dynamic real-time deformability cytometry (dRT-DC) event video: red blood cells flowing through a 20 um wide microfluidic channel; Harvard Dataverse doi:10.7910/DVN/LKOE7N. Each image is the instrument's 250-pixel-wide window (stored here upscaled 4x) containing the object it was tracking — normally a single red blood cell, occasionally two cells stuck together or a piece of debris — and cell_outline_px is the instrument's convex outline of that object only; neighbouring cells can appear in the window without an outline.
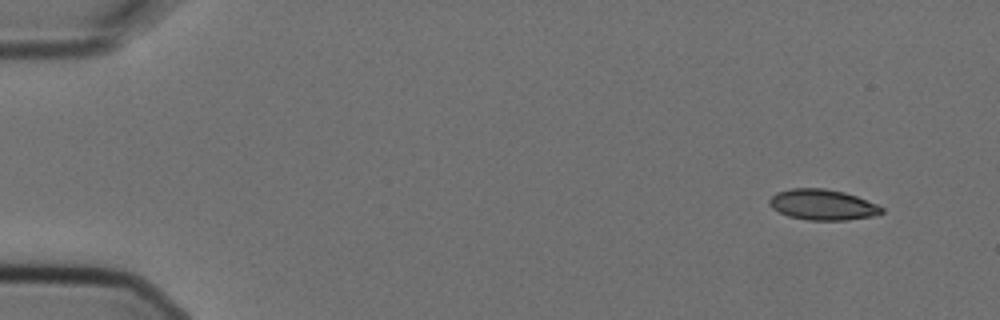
{"species": "Egyptian fruit bat (a non-hibernating species)", "species_latin": "Rousettus aegyptiacus", "temperature_condition": "cold", "stored_images_in_passage": 5, "camera_frame_rate_fps": 3000, "um_per_image_px": 0.085, "animal": {"sex": "female"}, "frame": {"image": 1, "passage_image": 1, "time_ms": 0.0, "image_size_px": [1000, 320], "cell_outline_px": [[884, 212], [876, 216], [848, 220], [808, 220], [788, 216], [772, 208], [768, 204], [768, 200], [776, 192], [792, 188], [824, 188], [844, 192], [856, 196], [876, 204], [884, 208]], "centroid_in_image_um": [69.92, 17.4], "position_along_channel_um": 15.1, "area_um2": 20.17}}
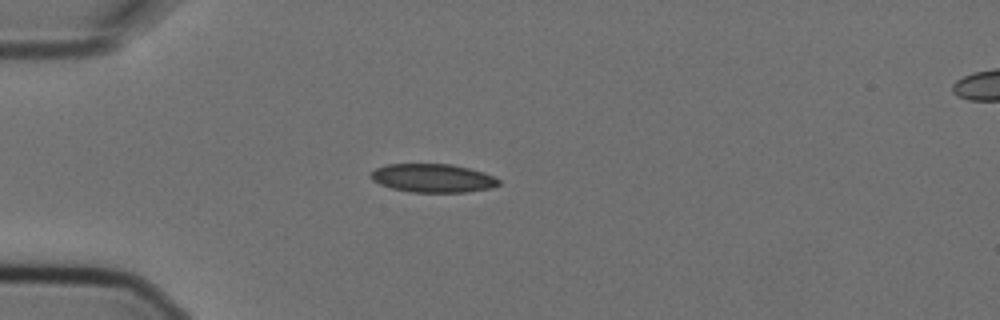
{"frame": {"image": 2, "passage_image": 4, "time_ms": 1.0, "image_size_px": [1000, 320], "cell_outline_px": [[500, 184], [492, 188], [464, 192], [412, 192], [392, 188], [380, 184], [372, 180], [368, 176], [376, 168], [388, 164], [452, 164], [484, 172], [500, 180]], "centroid_in_image_um": [36.79, 15.14], "position_along_channel_um": 48.2, "area_um2": 21.21}}
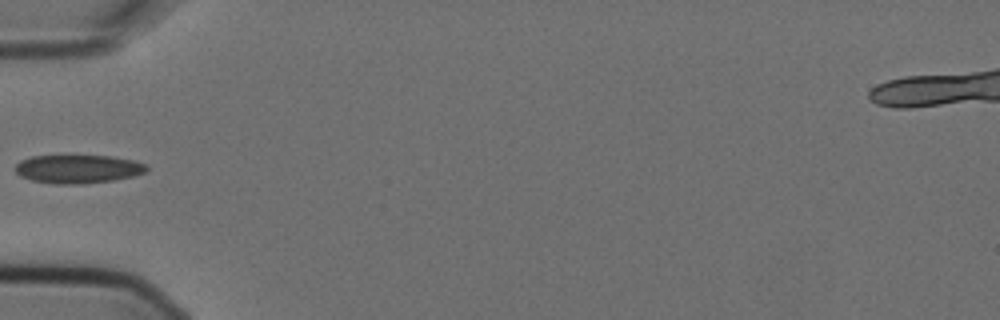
{"frame": {"image": 3, "passage_image": 5, "time_ms": 1.333, "image_size_px": [1000, 320], "cell_outline_px": [[148, 168], [144, 172], [132, 176], [112, 180], [84, 184], [52, 184], [32, 180], [20, 176], [16, 172], [16, 164], [20, 160], [32, 156], [112, 156], [132, 160], [148, 164]], "centroid_in_image_um": [6.62, 14.36], "position_along_channel_um": 78.4, "area_um2": 21.73}}